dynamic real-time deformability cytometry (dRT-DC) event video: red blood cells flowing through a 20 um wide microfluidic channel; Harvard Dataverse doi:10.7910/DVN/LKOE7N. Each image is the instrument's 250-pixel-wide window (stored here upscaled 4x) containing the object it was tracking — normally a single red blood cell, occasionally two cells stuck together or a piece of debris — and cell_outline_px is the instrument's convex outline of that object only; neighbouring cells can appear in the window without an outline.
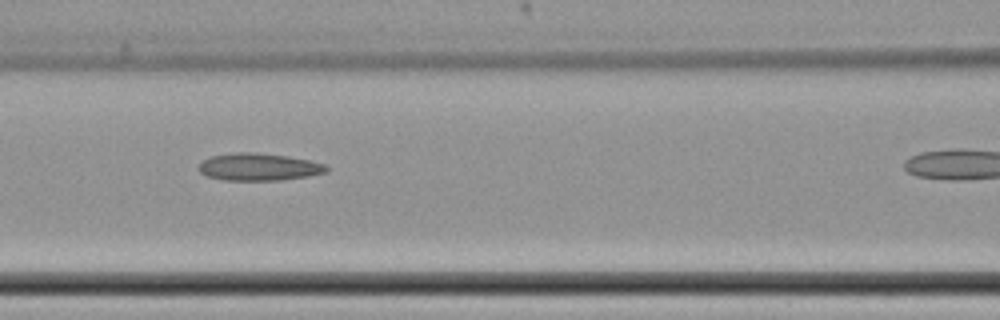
{"species": "common noctule bat (a hibernating species)", "species_latin": "Nyctalus noctula", "temperature_condition": "cold", "stored_images_in_passage": 26, "camera_frame_rate_fps": 3000, "um_per_image_px": 0.085, "animal": {"sex": "female", "body_mass_g": 22.7, "forearm_length_mm": 54.2}, "frame": {"image": 1, "passage_image": 22, "time_ms": 7.0, "image_size_px": [1000, 320], "cell_outline_px": [[328, 172], [308, 176], [280, 180], [224, 180], [208, 176], [200, 172], [196, 168], [204, 160], [212, 156], [232, 152], [256, 152], [288, 156], [308, 160], [324, 164], [328, 168]], "centroid_in_image_um": [21.99, 14.18], "position_along_channel_um": 144.6, "area_um2": 20.35}}